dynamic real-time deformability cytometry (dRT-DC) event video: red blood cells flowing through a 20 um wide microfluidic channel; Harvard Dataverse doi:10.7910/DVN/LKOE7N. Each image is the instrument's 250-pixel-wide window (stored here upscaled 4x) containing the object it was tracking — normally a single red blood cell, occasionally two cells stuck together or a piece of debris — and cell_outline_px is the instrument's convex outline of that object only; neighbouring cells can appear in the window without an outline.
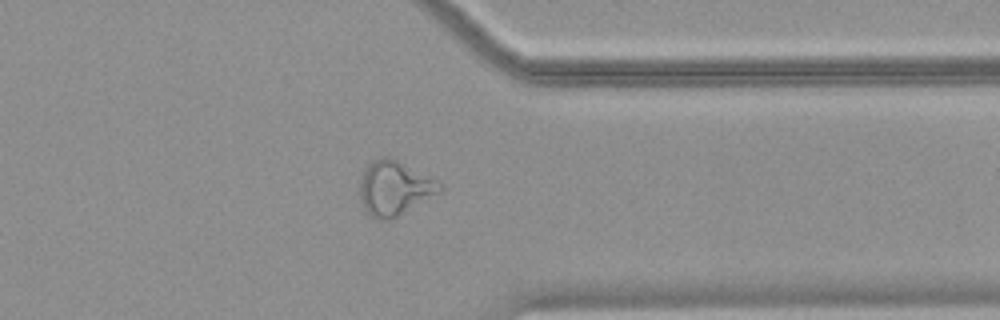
{"species": "common noctule bat (a hibernating species)", "species_latin": "Nyctalus noctula", "temperature_condition": "warm", "stored_images_in_passage": 50, "camera_frame_rate_fps": 3000, "um_per_image_px": 0.085, "animal": {"sex": "female", "body_mass_g": 18.4}, "frame": {"image": 1, "passage_image": 40, "time_ms": 13.0, "image_size_px": [1000, 320], "cell_outline_px": [[444, 188], [440, 192], [396, 216], [388, 220], [380, 220], [372, 216], [364, 208], [360, 196], [360, 180], [368, 164], [372, 160], [380, 156], [388, 156], [444, 184]], "centroid_in_image_um": [33.52, 15.97], "position_along_channel_um": 377.9, "area_um2": 24.8}}
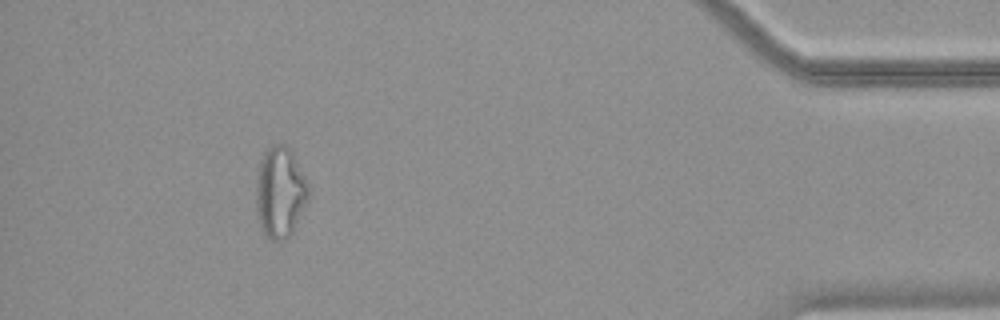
{"frame": {"image": 2, "passage_image": 46, "time_ms": 15.0, "image_size_px": [1000, 320], "cell_outline_px": [[308, 200], [292, 232], [280, 244], [272, 240], [260, 228], [256, 216], [256, 180], [260, 160], [264, 152], [272, 144], [284, 144], [292, 152], [308, 184]], "centroid_in_image_um": [23.78, 16.37], "position_along_channel_um": 411.4, "area_um2": 27.86}}